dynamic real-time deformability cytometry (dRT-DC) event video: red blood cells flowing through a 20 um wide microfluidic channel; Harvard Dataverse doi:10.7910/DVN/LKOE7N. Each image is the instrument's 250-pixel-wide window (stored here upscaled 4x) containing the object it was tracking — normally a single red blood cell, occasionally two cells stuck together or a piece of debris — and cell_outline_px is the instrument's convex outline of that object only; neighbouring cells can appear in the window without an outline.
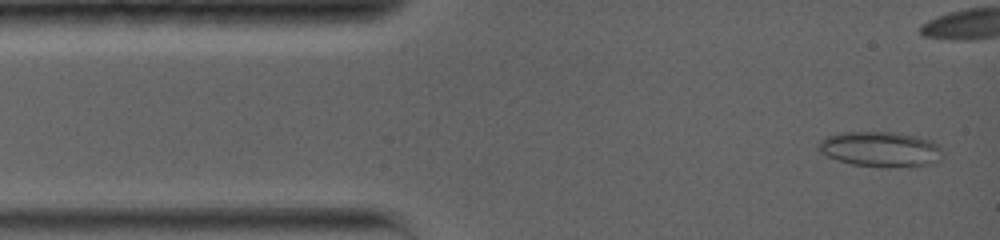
{"species": "common noctule bat (a hibernating species)", "species_latin": "Nyctalus noctula", "temperature_condition": "warm", "stored_images_in_passage": 22, "camera_frame_rate_fps": 5000, "um_per_image_px": 0.085, "animal": {"sex": "female", "body_mass_g": 19.0, "forearm_length_mm": 56.7}, "frame": {"image": 1, "passage_image": 2, "time_ms": 0.4, "image_size_px": [1000, 240], "cell_outline_px": [[944, 156], [936, 164], [888, 168], [852, 164], [836, 160], [820, 152], [816, 148], [816, 144], [820, 140], [828, 136], [844, 132], [892, 132], [916, 136], [932, 140], [944, 152]], "centroid_in_image_um": [74.87, 12.7], "position_along_channel_um": 10.1, "area_um2": 25.89}}
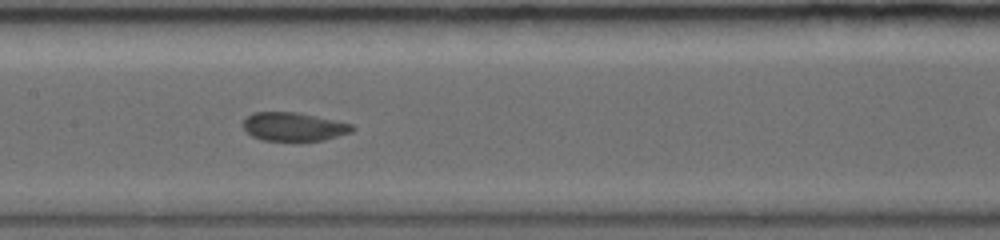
{"frame": {"image": 2, "passage_image": 16, "time_ms": 6.6, "image_size_px": [1000, 240], "cell_outline_px": [[356, 128], [352, 132], [324, 140], [264, 140], [252, 136], [244, 128], [244, 120], [252, 112], [296, 112], [352, 124]], "centroid_in_image_um": [24.98, 10.76], "position_along_channel_um": 182.4, "area_um2": 17.86}}
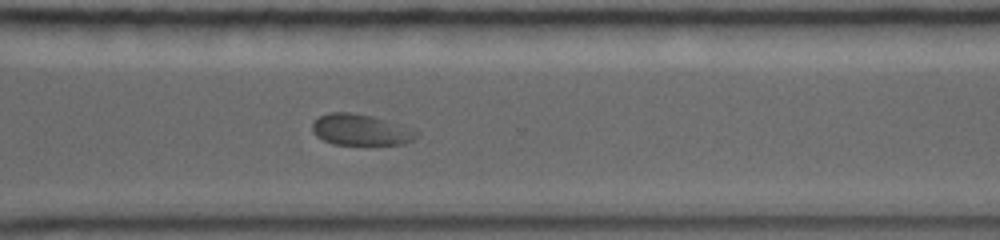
{"frame": {"image": 3, "passage_image": 22, "time_ms": 10.8, "image_size_px": [1000, 240], "cell_outline_px": [[420, 132], [412, 140], [404, 144], [332, 144], [316, 136], [312, 132], [312, 124], [320, 116], [328, 112], [352, 112], [372, 116], [412, 128]], "centroid_in_image_um": [30.65, 11.03], "position_along_channel_um": 340.0, "area_um2": 18.84}}